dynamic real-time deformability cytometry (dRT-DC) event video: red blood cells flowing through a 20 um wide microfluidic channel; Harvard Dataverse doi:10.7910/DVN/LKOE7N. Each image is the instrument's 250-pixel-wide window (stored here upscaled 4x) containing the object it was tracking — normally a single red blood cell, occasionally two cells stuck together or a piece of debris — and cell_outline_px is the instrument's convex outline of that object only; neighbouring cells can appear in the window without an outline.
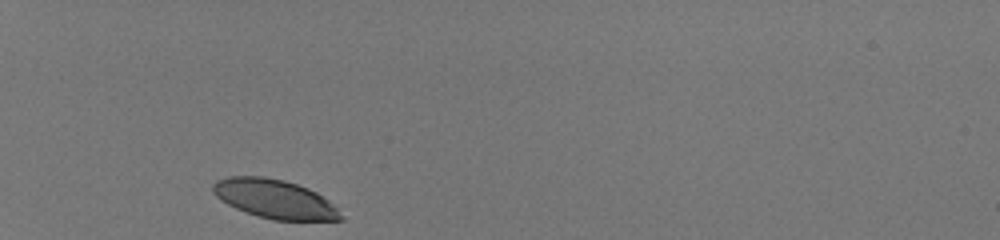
{"species": "human", "species_latin": "Homo sapiens", "temperature_condition": "room temperature", "stored_images_in_passage": 30, "camera_frame_rate_fps": 3000, "um_per_image_px": 0.085, "donor": {"sex": "male"}, "frame": {"image": 1, "passage_image": 1, "time_ms": 0.0, "image_size_px": [1000, 240], "cell_outline_px": [[344, 220], [272, 220], [236, 208], [228, 204], [216, 196], [212, 192], [212, 184], [216, 180], [228, 176], [264, 176], [284, 180], [308, 188], [316, 192], [328, 200], [344, 216]], "centroid_in_image_um": [23.34, 16.9], "position_along_channel_um": 61.7, "area_um2": 28.84}}
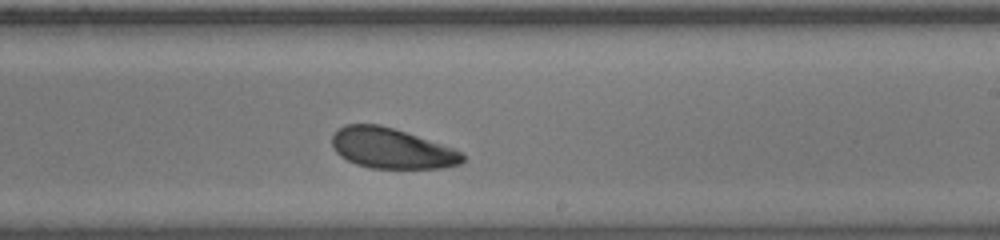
{"frame": {"image": 2, "passage_image": 18, "time_ms": 5.667, "image_size_px": [1000, 240], "cell_outline_px": [[464, 160], [460, 164], [444, 168], [372, 168], [356, 164], [340, 156], [332, 148], [332, 136], [344, 124], [380, 124], [452, 148], [460, 152], [464, 156]], "centroid_in_image_um": [33.25, 12.62], "position_along_channel_um": 255.8, "area_um2": 30.35}}
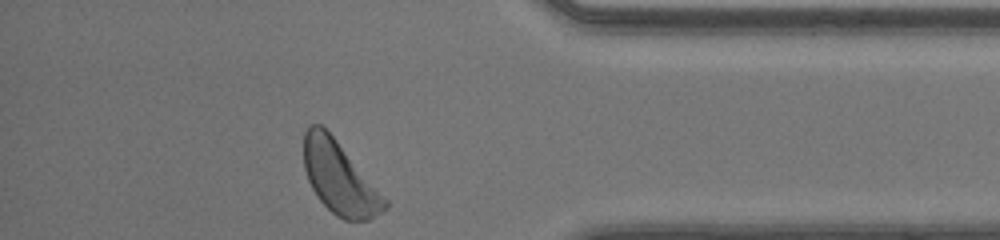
{"frame": {"image": 3, "passage_image": 30, "time_ms": 9.667, "image_size_px": [1000, 240], "cell_outline_px": [[388, 204], [380, 212], [368, 220], [344, 220], [336, 216], [316, 196], [308, 180], [304, 168], [304, 132], [308, 124], [320, 124], [336, 140], [388, 200]], "centroid_in_image_um": [28.83, 15.12], "position_along_channel_um": 406.4, "area_um2": 33.58}, "authors_computed_cell_mechanics": {"area_um2": 31.6744, "velocity_mm_per_s": 4.0598, "shape_relaxation_time_tau1_ms": 1.1845, "shape_relaxation_time_tau2_ms": 2.8166, "deformation_change_tau1": 0.07, "deformation_change_tau2": 0.0954}}